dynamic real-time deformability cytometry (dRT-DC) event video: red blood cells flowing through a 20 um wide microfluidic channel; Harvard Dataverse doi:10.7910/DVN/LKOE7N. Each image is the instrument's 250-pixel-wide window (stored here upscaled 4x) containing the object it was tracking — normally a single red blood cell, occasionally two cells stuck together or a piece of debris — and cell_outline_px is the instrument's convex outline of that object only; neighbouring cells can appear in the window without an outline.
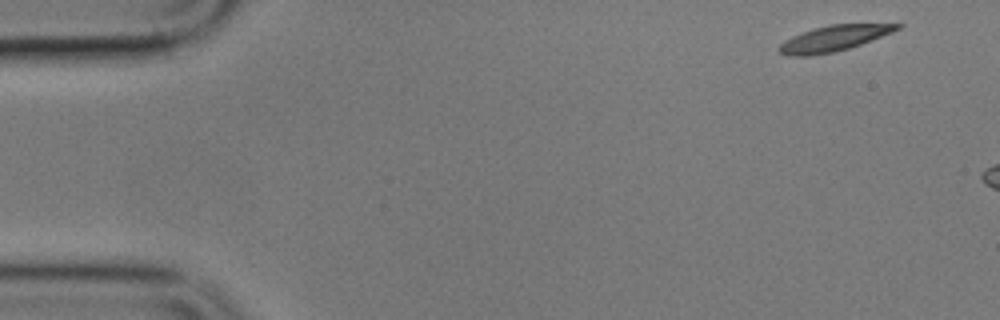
{"species": "common noctule bat (a hibernating species)", "species_latin": "Nyctalus noctula", "temperature_condition": "cold", "stored_images_in_passage": 3, "camera_frame_rate_fps": 3000, "um_per_image_px": 0.085, "animal": {"sex": "male", "body_mass_g": 17.9}, "frame": {"image": 1, "passage_image": 1, "time_ms": 0.0, "image_size_px": [1000, 320], "cell_outline_px": [[904, 24], [900, 28], [892, 32], [872, 40], [848, 48], [832, 52], [812, 56], [788, 56], [780, 52], [776, 48], [784, 40], [792, 36], [828, 24]], "centroid_in_image_um": [70.83, 3.27], "position_along_channel_um": 14.2, "area_um2": 17.46}}